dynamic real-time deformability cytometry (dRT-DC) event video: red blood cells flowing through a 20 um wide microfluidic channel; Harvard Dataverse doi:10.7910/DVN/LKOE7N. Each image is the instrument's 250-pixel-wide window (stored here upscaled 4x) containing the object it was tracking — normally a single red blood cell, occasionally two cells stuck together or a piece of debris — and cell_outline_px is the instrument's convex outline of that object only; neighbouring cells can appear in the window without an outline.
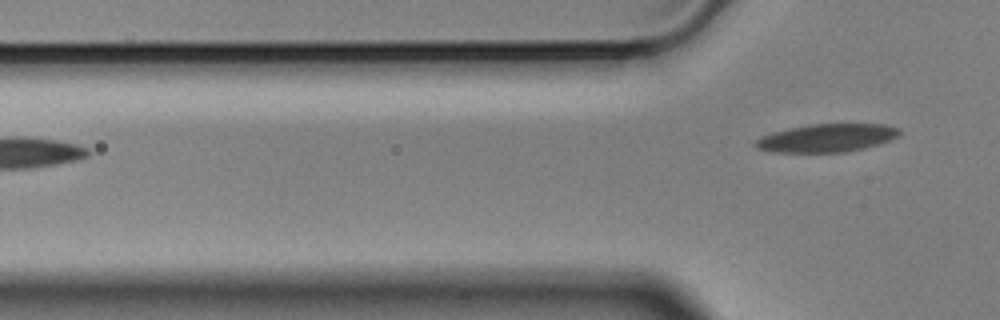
{"species": "Egyptian fruit bat (a non-hibernating species)", "species_latin": "Rousettus aegyptiacus", "temperature_condition": "cold", "stored_images_in_passage": 5, "camera_frame_rate_fps": 3000, "um_per_image_px": 0.085, "animal": {"sex": "male"}, "frame": {"image": 1, "passage_image": 5, "time_ms": 1.333, "image_size_px": [1000, 320], "cell_outline_px": [[900, 136], [864, 148], [848, 152], [772, 152], [756, 148], [752, 144], [760, 136], [772, 132], [788, 128], [808, 124], [884, 124], [900, 128]], "centroid_in_image_um": [70.24, 11.72], "position_along_channel_um": 55.6, "area_um2": 23.7}}